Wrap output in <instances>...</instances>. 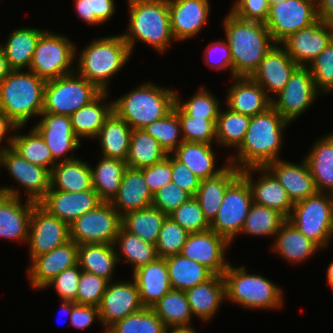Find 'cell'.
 <instances>
[{
	"label": "cell",
	"mask_w": 333,
	"mask_h": 333,
	"mask_svg": "<svg viewBox=\"0 0 333 333\" xmlns=\"http://www.w3.org/2000/svg\"><path fill=\"white\" fill-rule=\"evenodd\" d=\"M133 279L138 286L141 303L146 308H151L172 289L165 258L158 257L133 271Z\"/></svg>",
	"instance_id": "cell-30"
},
{
	"label": "cell",
	"mask_w": 333,
	"mask_h": 333,
	"mask_svg": "<svg viewBox=\"0 0 333 333\" xmlns=\"http://www.w3.org/2000/svg\"><path fill=\"white\" fill-rule=\"evenodd\" d=\"M129 22L127 33L122 34L131 53L135 39L146 43L161 54L164 53L174 36L171 31L168 0H127Z\"/></svg>",
	"instance_id": "cell-3"
},
{
	"label": "cell",
	"mask_w": 333,
	"mask_h": 333,
	"mask_svg": "<svg viewBox=\"0 0 333 333\" xmlns=\"http://www.w3.org/2000/svg\"><path fill=\"white\" fill-rule=\"evenodd\" d=\"M252 193L247 180L239 174L227 187L216 218L210 229L230 243L240 235L251 204Z\"/></svg>",
	"instance_id": "cell-11"
},
{
	"label": "cell",
	"mask_w": 333,
	"mask_h": 333,
	"mask_svg": "<svg viewBox=\"0 0 333 333\" xmlns=\"http://www.w3.org/2000/svg\"><path fill=\"white\" fill-rule=\"evenodd\" d=\"M79 54L75 72L101 92L109 90V79L124 67L132 55L122 35L92 40Z\"/></svg>",
	"instance_id": "cell-6"
},
{
	"label": "cell",
	"mask_w": 333,
	"mask_h": 333,
	"mask_svg": "<svg viewBox=\"0 0 333 333\" xmlns=\"http://www.w3.org/2000/svg\"><path fill=\"white\" fill-rule=\"evenodd\" d=\"M78 264V244L70 240L50 252L31 260L28 278L31 287L43 290L46 285L65 269Z\"/></svg>",
	"instance_id": "cell-21"
},
{
	"label": "cell",
	"mask_w": 333,
	"mask_h": 333,
	"mask_svg": "<svg viewBox=\"0 0 333 333\" xmlns=\"http://www.w3.org/2000/svg\"><path fill=\"white\" fill-rule=\"evenodd\" d=\"M192 315L206 322L213 318L225 300L223 275H214L208 281L185 290Z\"/></svg>",
	"instance_id": "cell-31"
},
{
	"label": "cell",
	"mask_w": 333,
	"mask_h": 333,
	"mask_svg": "<svg viewBox=\"0 0 333 333\" xmlns=\"http://www.w3.org/2000/svg\"><path fill=\"white\" fill-rule=\"evenodd\" d=\"M97 318V319H96ZM99 310L96 306L76 304L70 314V322L77 329H86L95 320H100Z\"/></svg>",
	"instance_id": "cell-64"
},
{
	"label": "cell",
	"mask_w": 333,
	"mask_h": 333,
	"mask_svg": "<svg viewBox=\"0 0 333 333\" xmlns=\"http://www.w3.org/2000/svg\"><path fill=\"white\" fill-rule=\"evenodd\" d=\"M307 239L320 249L333 238V194H316L294 203L287 218Z\"/></svg>",
	"instance_id": "cell-8"
},
{
	"label": "cell",
	"mask_w": 333,
	"mask_h": 333,
	"mask_svg": "<svg viewBox=\"0 0 333 333\" xmlns=\"http://www.w3.org/2000/svg\"><path fill=\"white\" fill-rule=\"evenodd\" d=\"M287 217L281 212L252 203L240 234L251 236H275Z\"/></svg>",
	"instance_id": "cell-48"
},
{
	"label": "cell",
	"mask_w": 333,
	"mask_h": 333,
	"mask_svg": "<svg viewBox=\"0 0 333 333\" xmlns=\"http://www.w3.org/2000/svg\"><path fill=\"white\" fill-rule=\"evenodd\" d=\"M191 197L188 192L184 191L173 182H170L153 195L152 206L160 209L164 214L169 216Z\"/></svg>",
	"instance_id": "cell-58"
},
{
	"label": "cell",
	"mask_w": 333,
	"mask_h": 333,
	"mask_svg": "<svg viewBox=\"0 0 333 333\" xmlns=\"http://www.w3.org/2000/svg\"><path fill=\"white\" fill-rule=\"evenodd\" d=\"M153 194L140 169L127 167L124 171L118 194L111 204L122 217L123 215L152 206Z\"/></svg>",
	"instance_id": "cell-29"
},
{
	"label": "cell",
	"mask_w": 333,
	"mask_h": 333,
	"mask_svg": "<svg viewBox=\"0 0 333 333\" xmlns=\"http://www.w3.org/2000/svg\"><path fill=\"white\" fill-rule=\"evenodd\" d=\"M75 11L85 23L91 25L101 24L95 17L94 0H75Z\"/></svg>",
	"instance_id": "cell-65"
},
{
	"label": "cell",
	"mask_w": 333,
	"mask_h": 333,
	"mask_svg": "<svg viewBox=\"0 0 333 333\" xmlns=\"http://www.w3.org/2000/svg\"><path fill=\"white\" fill-rule=\"evenodd\" d=\"M268 0H237L230 12L243 20L265 23L269 14Z\"/></svg>",
	"instance_id": "cell-62"
},
{
	"label": "cell",
	"mask_w": 333,
	"mask_h": 333,
	"mask_svg": "<svg viewBox=\"0 0 333 333\" xmlns=\"http://www.w3.org/2000/svg\"><path fill=\"white\" fill-rule=\"evenodd\" d=\"M246 267L229 263L223 273L226 300L246 309H280L283 305L282 288L258 274L247 273Z\"/></svg>",
	"instance_id": "cell-7"
},
{
	"label": "cell",
	"mask_w": 333,
	"mask_h": 333,
	"mask_svg": "<svg viewBox=\"0 0 333 333\" xmlns=\"http://www.w3.org/2000/svg\"><path fill=\"white\" fill-rule=\"evenodd\" d=\"M231 243L213 230L189 233L182 247L181 255L198 262L215 275H223L229 262L225 261V252Z\"/></svg>",
	"instance_id": "cell-19"
},
{
	"label": "cell",
	"mask_w": 333,
	"mask_h": 333,
	"mask_svg": "<svg viewBox=\"0 0 333 333\" xmlns=\"http://www.w3.org/2000/svg\"><path fill=\"white\" fill-rule=\"evenodd\" d=\"M332 39L333 26L318 20L290 35L281 45L299 66H309Z\"/></svg>",
	"instance_id": "cell-22"
},
{
	"label": "cell",
	"mask_w": 333,
	"mask_h": 333,
	"mask_svg": "<svg viewBox=\"0 0 333 333\" xmlns=\"http://www.w3.org/2000/svg\"><path fill=\"white\" fill-rule=\"evenodd\" d=\"M113 102V112L132 129H143L164 118L176 102V91L149 82L123 95Z\"/></svg>",
	"instance_id": "cell-5"
},
{
	"label": "cell",
	"mask_w": 333,
	"mask_h": 333,
	"mask_svg": "<svg viewBox=\"0 0 333 333\" xmlns=\"http://www.w3.org/2000/svg\"><path fill=\"white\" fill-rule=\"evenodd\" d=\"M172 289L185 291L211 279L215 274L206 266L176 254L165 258Z\"/></svg>",
	"instance_id": "cell-41"
},
{
	"label": "cell",
	"mask_w": 333,
	"mask_h": 333,
	"mask_svg": "<svg viewBox=\"0 0 333 333\" xmlns=\"http://www.w3.org/2000/svg\"><path fill=\"white\" fill-rule=\"evenodd\" d=\"M318 20L333 26V0H316Z\"/></svg>",
	"instance_id": "cell-68"
},
{
	"label": "cell",
	"mask_w": 333,
	"mask_h": 333,
	"mask_svg": "<svg viewBox=\"0 0 333 333\" xmlns=\"http://www.w3.org/2000/svg\"><path fill=\"white\" fill-rule=\"evenodd\" d=\"M272 250L290 263H301L308 260L320 248L307 239L288 220L276 233Z\"/></svg>",
	"instance_id": "cell-37"
},
{
	"label": "cell",
	"mask_w": 333,
	"mask_h": 333,
	"mask_svg": "<svg viewBox=\"0 0 333 333\" xmlns=\"http://www.w3.org/2000/svg\"><path fill=\"white\" fill-rule=\"evenodd\" d=\"M310 72L317 90L333 91V39L326 48L309 64Z\"/></svg>",
	"instance_id": "cell-56"
},
{
	"label": "cell",
	"mask_w": 333,
	"mask_h": 333,
	"mask_svg": "<svg viewBox=\"0 0 333 333\" xmlns=\"http://www.w3.org/2000/svg\"><path fill=\"white\" fill-rule=\"evenodd\" d=\"M215 56H217L216 60L214 58ZM204 59L210 69H216L217 71L229 69L230 76L233 78L231 51L226 39L225 41L220 40L209 44L205 49Z\"/></svg>",
	"instance_id": "cell-61"
},
{
	"label": "cell",
	"mask_w": 333,
	"mask_h": 333,
	"mask_svg": "<svg viewBox=\"0 0 333 333\" xmlns=\"http://www.w3.org/2000/svg\"><path fill=\"white\" fill-rule=\"evenodd\" d=\"M104 333H115L110 327H104Z\"/></svg>",
	"instance_id": "cell-74"
},
{
	"label": "cell",
	"mask_w": 333,
	"mask_h": 333,
	"mask_svg": "<svg viewBox=\"0 0 333 333\" xmlns=\"http://www.w3.org/2000/svg\"><path fill=\"white\" fill-rule=\"evenodd\" d=\"M189 232L167 216L162 223L159 236L155 244L159 258H166L180 254L186 243Z\"/></svg>",
	"instance_id": "cell-53"
},
{
	"label": "cell",
	"mask_w": 333,
	"mask_h": 333,
	"mask_svg": "<svg viewBox=\"0 0 333 333\" xmlns=\"http://www.w3.org/2000/svg\"><path fill=\"white\" fill-rule=\"evenodd\" d=\"M114 247L118 261L130 263L133 270L155 261L158 258L156 246L150 242L142 240L136 234L126 231L122 226L119 229ZM118 247V249H117ZM124 256V257H123Z\"/></svg>",
	"instance_id": "cell-43"
},
{
	"label": "cell",
	"mask_w": 333,
	"mask_h": 333,
	"mask_svg": "<svg viewBox=\"0 0 333 333\" xmlns=\"http://www.w3.org/2000/svg\"><path fill=\"white\" fill-rule=\"evenodd\" d=\"M118 256L112 244L78 245V265L88 273L98 275L110 282L118 263Z\"/></svg>",
	"instance_id": "cell-40"
},
{
	"label": "cell",
	"mask_w": 333,
	"mask_h": 333,
	"mask_svg": "<svg viewBox=\"0 0 333 333\" xmlns=\"http://www.w3.org/2000/svg\"><path fill=\"white\" fill-rule=\"evenodd\" d=\"M240 174L234 165L228 164L222 172L200 181L195 199L199 202L209 224L216 218L228 185Z\"/></svg>",
	"instance_id": "cell-32"
},
{
	"label": "cell",
	"mask_w": 333,
	"mask_h": 333,
	"mask_svg": "<svg viewBox=\"0 0 333 333\" xmlns=\"http://www.w3.org/2000/svg\"><path fill=\"white\" fill-rule=\"evenodd\" d=\"M41 120L34 126L51 150L53 160L56 162L76 159L73 153L71 157L66 155L70 151L81 147L79 138L74 133L71 118L68 115L41 113Z\"/></svg>",
	"instance_id": "cell-20"
},
{
	"label": "cell",
	"mask_w": 333,
	"mask_h": 333,
	"mask_svg": "<svg viewBox=\"0 0 333 333\" xmlns=\"http://www.w3.org/2000/svg\"><path fill=\"white\" fill-rule=\"evenodd\" d=\"M108 94V91L101 92L89 104L70 115L74 133L79 139L97 137L105 120L113 112V102H104Z\"/></svg>",
	"instance_id": "cell-36"
},
{
	"label": "cell",
	"mask_w": 333,
	"mask_h": 333,
	"mask_svg": "<svg viewBox=\"0 0 333 333\" xmlns=\"http://www.w3.org/2000/svg\"><path fill=\"white\" fill-rule=\"evenodd\" d=\"M327 281L330 285V287L333 286V261L329 264V267L327 269Z\"/></svg>",
	"instance_id": "cell-72"
},
{
	"label": "cell",
	"mask_w": 333,
	"mask_h": 333,
	"mask_svg": "<svg viewBox=\"0 0 333 333\" xmlns=\"http://www.w3.org/2000/svg\"><path fill=\"white\" fill-rule=\"evenodd\" d=\"M251 117L234 112L229 108L219 110L216 122V143L224 147L239 148L242 144Z\"/></svg>",
	"instance_id": "cell-49"
},
{
	"label": "cell",
	"mask_w": 333,
	"mask_h": 333,
	"mask_svg": "<svg viewBox=\"0 0 333 333\" xmlns=\"http://www.w3.org/2000/svg\"><path fill=\"white\" fill-rule=\"evenodd\" d=\"M166 217L167 215L160 209L149 206L123 215L121 226L142 240L155 245Z\"/></svg>",
	"instance_id": "cell-45"
},
{
	"label": "cell",
	"mask_w": 333,
	"mask_h": 333,
	"mask_svg": "<svg viewBox=\"0 0 333 333\" xmlns=\"http://www.w3.org/2000/svg\"><path fill=\"white\" fill-rule=\"evenodd\" d=\"M209 0H168L171 31L175 41L197 36L207 24Z\"/></svg>",
	"instance_id": "cell-25"
},
{
	"label": "cell",
	"mask_w": 333,
	"mask_h": 333,
	"mask_svg": "<svg viewBox=\"0 0 333 333\" xmlns=\"http://www.w3.org/2000/svg\"><path fill=\"white\" fill-rule=\"evenodd\" d=\"M107 285L106 279L81 270L76 304L98 307Z\"/></svg>",
	"instance_id": "cell-57"
},
{
	"label": "cell",
	"mask_w": 333,
	"mask_h": 333,
	"mask_svg": "<svg viewBox=\"0 0 333 333\" xmlns=\"http://www.w3.org/2000/svg\"><path fill=\"white\" fill-rule=\"evenodd\" d=\"M115 11L114 0H94L95 17L101 24L111 19Z\"/></svg>",
	"instance_id": "cell-66"
},
{
	"label": "cell",
	"mask_w": 333,
	"mask_h": 333,
	"mask_svg": "<svg viewBox=\"0 0 333 333\" xmlns=\"http://www.w3.org/2000/svg\"><path fill=\"white\" fill-rule=\"evenodd\" d=\"M143 129L155 138L168 154H172L184 141L180 120L174 109L164 118L148 124Z\"/></svg>",
	"instance_id": "cell-50"
},
{
	"label": "cell",
	"mask_w": 333,
	"mask_h": 333,
	"mask_svg": "<svg viewBox=\"0 0 333 333\" xmlns=\"http://www.w3.org/2000/svg\"><path fill=\"white\" fill-rule=\"evenodd\" d=\"M140 170L143 172L144 180L146 181L150 192L154 195L159 189L170 183L172 180L170 154H168L162 161L141 168Z\"/></svg>",
	"instance_id": "cell-60"
},
{
	"label": "cell",
	"mask_w": 333,
	"mask_h": 333,
	"mask_svg": "<svg viewBox=\"0 0 333 333\" xmlns=\"http://www.w3.org/2000/svg\"><path fill=\"white\" fill-rule=\"evenodd\" d=\"M170 163L172 171L171 182L194 197L199 188L201 180L185 164L178 161L171 154Z\"/></svg>",
	"instance_id": "cell-63"
},
{
	"label": "cell",
	"mask_w": 333,
	"mask_h": 333,
	"mask_svg": "<svg viewBox=\"0 0 333 333\" xmlns=\"http://www.w3.org/2000/svg\"><path fill=\"white\" fill-rule=\"evenodd\" d=\"M100 93L94 84L76 72L46 81L42 113L70 116Z\"/></svg>",
	"instance_id": "cell-10"
},
{
	"label": "cell",
	"mask_w": 333,
	"mask_h": 333,
	"mask_svg": "<svg viewBox=\"0 0 333 333\" xmlns=\"http://www.w3.org/2000/svg\"><path fill=\"white\" fill-rule=\"evenodd\" d=\"M0 167H5L9 175L27 190L28 200L38 203L51 188V171L27 161L11 147L0 153Z\"/></svg>",
	"instance_id": "cell-16"
},
{
	"label": "cell",
	"mask_w": 333,
	"mask_h": 333,
	"mask_svg": "<svg viewBox=\"0 0 333 333\" xmlns=\"http://www.w3.org/2000/svg\"><path fill=\"white\" fill-rule=\"evenodd\" d=\"M70 239V225L50 215L38 203L33 207L29 224L30 259L52 251Z\"/></svg>",
	"instance_id": "cell-15"
},
{
	"label": "cell",
	"mask_w": 333,
	"mask_h": 333,
	"mask_svg": "<svg viewBox=\"0 0 333 333\" xmlns=\"http://www.w3.org/2000/svg\"><path fill=\"white\" fill-rule=\"evenodd\" d=\"M93 188L91 165L80 158L57 162L51 171L50 190L71 193Z\"/></svg>",
	"instance_id": "cell-35"
},
{
	"label": "cell",
	"mask_w": 333,
	"mask_h": 333,
	"mask_svg": "<svg viewBox=\"0 0 333 333\" xmlns=\"http://www.w3.org/2000/svg\"><path fill=\"white\" fill-rule=\"evenodd\" d=\"M103 201L92 188L82 192L49 190L38 202L50 215L71 224L77 218L95 209Z\"/></svg>",
	"instance_id": "cell-24"
},
{
	"label": "cell",
	"mask_w": 333,
	"mask_h": 333,
	"mask_svg": "<svg viewBox=\"0 0 333 333\" xmlns=\"http://www.w3.org/2000/svg\"><path fill=\"white\" fill-rule=\"evenodd\" d=\"M81 270L82 269L78 264L74 267L65 269L51 280L45 288L53 286L62 300L76 303Z\"/></svg>",
	"instance_id": "cell-59"
},
{
	"label": "cell",
	"mask_w": 333,
	"mask_h": 333,
	"mask_svg": "<svg viewBox=\"0 0 333 333\" xmlns=\"http://www.w3.org/2000/svg\"><path fill=\"white\" fill-rule=\"evenodd\" d=\"M151 308L166 327L191 326L193 315L185 291L171 289Z\"/></svg>",
	"instance_id": "cell-47"
},
{
	"label": "cell",
	"mask_w": 333,
	"mask_h": 333,
	"mask_svg": "<svg viewBox=\"0 0 333 333\" xmlns=\"http://www.w3.org/2000/svg\"><path fill=\"white\" fill-rule=\"evenodd\" d=\"M165 333H197L192 326L167 327Z\"/></svg>",
	"instance_id": "cell-70"
},
{
	"label": "cell",
	"mask_w": 333,
	"mask_h": 333,
	"mask_svg": "<svg viewBox=\"0 0 333 333\" xmlns=\"http://www.w3.org/2000/svg\"><path fill=\"white\" fill-rule=\"evenodd\" d=\"M232 80L236 82L227 90L226 108L253 117L272 106L271 98L251 77H234Z\"/></svg>",
	"instance_id": "cell-28"
},
{
	"label": "cell",
	"mask_w": 333,
	"mask_h": 333,
	"mask_svg": "<svg viewBox=\"0 0 333 333\" xmlns=\"http://www.w3.org/2000/svg\"><path fill=\"white\" fill-rule=\"evenodd\" d=\"M23 126L16 127L12 138L11 148L27 161L52 171L57 163L53 160L51 150L47 147L44 139L33 127L28 134L19 135Z\"/></svg>",
	"instance_id": "cell-46"
},
{
	"label": "cell",
	"mask_w": 333,
	"mask_h": 333,
	"mask_svg": "<svg viewBox=\"0 0 333 333\" xmlns=\"http://www.w3.org/2000/svg\"><path fill=\"white\" fill-rule=\"evenodd\" d=\"M122 217L111 202H102L70 224V239L80 244L114 245Z\"/></svg>",
	"instance_id": "cell-12"
},
{
	"label": "cell",
	"mask_w": 333,
	"mask_h": 333,
	"mask_svg": "<svg viewBox=\"0 0 333 333\" xmlns=\"http://www.w3.org/2000/svg\"><path fill=\"white\" fill-rule=\"evenodd\" d=\"M176 93V104L188 115L195 118H218L219 100L210 91L200 87L196 94L183 102ZM182 100V101H181Z\"/></svg>",
	"instance_id": "cell-54"
},
{
	"label": "cell",
	"mask_w": 333,
	"mask_h": 333,
	"mask_svg": "<svg viewBox=\"0 0 333 333\" xmlns=\"http://www.w3.org/2000/svg\"><path fill=\"white\" fill-rule=\"evenodd\" d=\"M298 66L281 44H274L250 77L272 99L285 87ZM269 92L273 93V97Z\"/></svg>",
	"instance_id": "cell-23"
},
{
	"label": "cell",
	"mask_w": 333,
	"mask_h": 333,
	"mask_svg": "<svg viewBox=\"0 0 333 333\" xmlns=\"http://www.w3.org/2000/svg\"><path fill=\"white\" fill-rule=\"evenodd\" d=\"M212 144L183 141L172 155L185 164L200 180L217 176L229 164L215 169L216 156Z\"/></svg>",
	"instance_id": "cell-33"
},
{
	"label": "cell",
	"mask_w": 333,
	"mask_h": 333,
	"mask_svg": "<svg viewBox=\"0 0 333 333\" xmlns=\"http://www.w3.org/2000/svg\"><path fill=\"white\" fill-rule=\"evenodd\" d=\"M0 195V238L28 241L29 224L33 207L37 202L25 199L21 202L19 189L1 187Z\"/></svg>",
	"instance_id": "cell-17"
},
{
	"label": "cell",
	"mask_w": 333,
	"mask_h": 333,
	"mask_svg": "<svg viewBox=\"0 0 333 333\" xmlns=\"http://www.w3.org/2000/svg\"><path fill=\"white\" fill-rule=\"evenodd\" d=\"M265 167L276 177L293 203L318 192L305 159L301 164L278 159Z\"/></svg>",
	"instance_id": "cell-27"
},
{
	"label": "cell",
	"mask_w": 333,
	"mask_h": 333,
	"mask_svg": "<svg viewBox=\"0 0 333 333\" xmlns=\"http://www.w3.org/2000/svg\"><path fill=\"white\" fill-rule=\"evenodd\" d=\"M44 31L21 27L12 31L5 44H0L11 70H29L37 41Z\"/></svg>",
	"instance_id": "cell-38"
},
{
	"label": "cell",
	"mask_w": 333,
	"mask_h": 333,
	"mask_svg": "<svg viewBox=\"0 0 333 333\" xmlns=\"http://www.w3.org/2000/svg\"><path fill=\"white\" fill-rule=\"evenodd\" d=\"M319 91L308 66H298L285 87L272 98V107L288 122H294L313 104Z\"/></svg>",
	"instance_id": "cell-14"
},
{
	"label": "cell",
	"mask_w": 333,
	"mask_h": 333,
	"mask_svg": "<svg viewBox=\"0 0 333 333\" xmlns=\"http://www.w3.org/2000/svg\"><path fill=\"white\" fill-rule=\"evenodd\" d=\"M11 71L5 53L0 46V84Z\"/></svg>",
	"instance_id": "cell-69"
},
{
	"label": "cell",
	"mask_w": 333,
	"mask_h": 333,
	"mask_svg": "<svg viewBox=\"0 0 333 333\" xmlns=\"http://www.w3.org/2000/svg\"><path fill=\"white\" fill-rule=\"evenodd\" d=\"M46 81L31 70H12L0 84V110L17 126H25L44 107Z\"/></svg>",
	"instance_id": "cell-4"
},
{
	"label": "cell",
	"mask_w": 333,
	"mask_h": 333,
	"mask_svg": "<svg viewBox=\"0 0 333 333\" xmlns=\"http://www.w3.org/2000/svg\"><path fill=\"white\" fill-rule=\"evenodd\" d=\"M131 132L132 128L112 112L96 137L101 146L102 156L126 161Z\"/></svg>",
	"instance_id": "cell-39"
},
{
	"label": "cell",
	"mask_w": 333,
	"mask_h": 333,
	"mask_svg": "<svg viewBox=\"0 0 333 333\" xmlns=\"http://www.w3.org/2000/svg\"><path fill=\"white\" fill-rule=\"evenodd\" d=\"M110 328L115 333H165L167 327L152 308L144 307L115 322Z\"/></svg>",
	"instance_id": "cell-52"
},
{
	"label": "cell",
	"mask_w": 333,
	"mask_h": 333,
	"mask_svg": "<svg viewBox=\"0 0 333 333\" xmlns=\"http://www.w3.org/2000/svg\"><path fill=\"white\" fill-rule=\"evenodd\" d=\"M304 157L318 192L333 194V132L319 138Z\"/></svg>",
	"instance_id": "cell-34"
},
{
	"label": "cell",
	"mask_w": 333,
	"mask_h": 333,
	"mask_svg": "<svg viewBox=\"0 0 333 333\" xmlns=\"http://www.w3.org/2000/svg\"><path fill=\"white\" fill-rule=\"evenodd\" d=\"M176 223L189 233H200L210 230L199 202L195 197L181 204L169 215Z\"/></svg>",
	"instance_id": "cell-55"
},
{
	"label": "cell",
	"mask_w": 333,
	"mask_h": 333,
	"mask_svg": "<svg viewBox=\"0 0 333 333\" xmlns=\"http://www.w3.org/2000/svg\"><path fill=\"white\" fill-rule=\"evenodd\" d=\"M16 125L9 119V117L0 110V144H2V141L4 140L5 136L7 137V133H14L16 129ZM6 134V135H5ZM14 134H10L6 138L7 145L0 148V153L7 148H10L12 146V138Z\"/></svg>",
	"instance_id": "cell-67"
},
{
	"label": "cell",
	"mask_w": 333,
	"mask_h": 333,
	"mask_svg": "<svg viewBox=\"0 0 333 333\" xmlns=\"http://www.w3.org/2000/svg\"><path fill=\"white\" fill-rule=\"evenodd\" d=\"M75 305H76L75 302L62 300L61 308H62V311H64V313H68V316L70 318V314H71L72 308Z\"/></svg>",
	"instance_id": "cell-71"
},
{
	"label": "cell",
	"mask_w": 333,
	"mask_h": 333,
	"mask_svg": "<svg viewBox=\"0 0 333 333\" xmlns=\"http://www.w3.org/2000/svg\"><path fill=\"white\" fill-rule=\"evenodd\" d=\"M173 109L178 114L184 141L216 144L217 118H195L188 116L176 103Z\"/></svg>",
	"instance_id": "cell-51"
},
{
	"label": "cell",
	"mask_w": 333,
	"mask_h": 333,
	"mask_svg": "<svg viewBox=\"0 0 333 333\" xmlns=\"http://www.w3.org/2000/svg\"><path fill=\"white\" fill-rule=\"evenodd\" d=\"M281 1H285V0H268L269 5H271V4H278V3H280Z\"/></svg>",
	"instance_id": "cell-73"
},
{
	"label": "cell",
	"mask_w": 333,
	"mask_h": 333,
	"mask_svg": "<svg viewBox=\"0 0 333 333\" xmlns=\"http://www.w3.org/2000/svg\"><path fill=\"white\" fill-rule=\"evenodd\" d=\"M126 168V161L103 156L95 167L91 166L93 189L102 201L111 202L118 194Z\"/></svg>",
	"instance_id": "cell-42"
},
{
	"label": "cell",
	"mask_w": 333,
	"mask_h": 333,
	"mask_svg": "<svg viewBox=\"0 0 333 333\" xmlns=\"http://www.w3.org/2000/svg\"><path fill=\"white\" fill-rule=\"evenodd\" d=\"M290 124L272 106L251 117L245 138L237 149L236 156L228 157L229 164L242 170L248 167H265L281 159L285 127Z\"/></svg>",
	"instance_id": "cell-1"
},
{
	"label": "cell",
	"mask_w": 333,
	"mask_h": 333,
	"mask_svg": "<svg viewBox=\"0 0 333 333\" xmlns=\"http://www.w3.org/2000/svg\"><path fill=\"white\" fill-rule=\"evenodd\" d=\"M223 21L231 51L233 78L250 77L275 42L263 22L243 20L231 12Z\"/></svg>",
	"instance_id": "cell-2"
},
{
	"label": "cell",
	"mask_w": 333,
	"mask_h": 333,
	"mask_svg": "<svg viewBox=\"0 0 333 333\" xmlns=\"http://www.w3.org/2000/svg\"><path fill=\"white\" fill-rule=\"evenodd\" d=\"M69 39L45 30L37 41L29 70L45 81L74 73L77 48Z\"/></svg>",
	"instance_id": "cell-9"
},
{
	"label": "cell",
	"mask_w": 333,
	"mask_h": 333,
	"mask_svg": "<svg viewBox=\"0 0 333 333\" xmlns=\"http://www.w3.org/2000/svg\"><path fill=\"white\" fill-rule=\"evenodd\" d=\"M143 308L134 279L130 282L110 281L98 306L99 321L105 327H110L115 322Z\"/></svg>",
	"instance_id": "cell-18"
},
{
	"label": "cell",
	"mask_w": 333,
	"mask_h": 333,
	"mask_svg": "<svg viewBox=\"0 0 333 333\" xmlns=\"http://www.w3.org/2000/svg\"><path fill=\"white\" fill-rule=\"evenodd\" d=\"M257 171L260 172L261 176L255 181L252 174ZM240 174L250 186L254 203L275 209L287 218L290 216L294 203L283 186L266 167H248L240 170Z\"/></svg>",
	"instance_id": "cell-26"
},
{
	"label": "cell",
	"mask_w": 333,
	"mask_h": 333,
	"mask_svg": "<svg viewBox=\"0 0 333 333\" xmlns=\"http://www.w3.org/2000/svg\"><path fill=\"white\" fill-rule=\"evenodd\" d=\"M168 153L144 129H132L127 167L141 169L162 161Z\"/></svg>",
	"instance_id": "cell-44"
},
{
	"label": "cell",
	"mask_w": 333,
	"mask_h": 333,
	"mask_svg": "<svg viewBox=\"0 0 333 333\" xmlns=\"http://www.w3.org/2000/svg\"><path fill=\"white\" fill-rule=\"evenodd\" d=\"M316 21V0H285L270 5L264 24L275 44H281L290 35Z\"/></svg>",
	"instance_id": "cell-13"
}]
</instances>
